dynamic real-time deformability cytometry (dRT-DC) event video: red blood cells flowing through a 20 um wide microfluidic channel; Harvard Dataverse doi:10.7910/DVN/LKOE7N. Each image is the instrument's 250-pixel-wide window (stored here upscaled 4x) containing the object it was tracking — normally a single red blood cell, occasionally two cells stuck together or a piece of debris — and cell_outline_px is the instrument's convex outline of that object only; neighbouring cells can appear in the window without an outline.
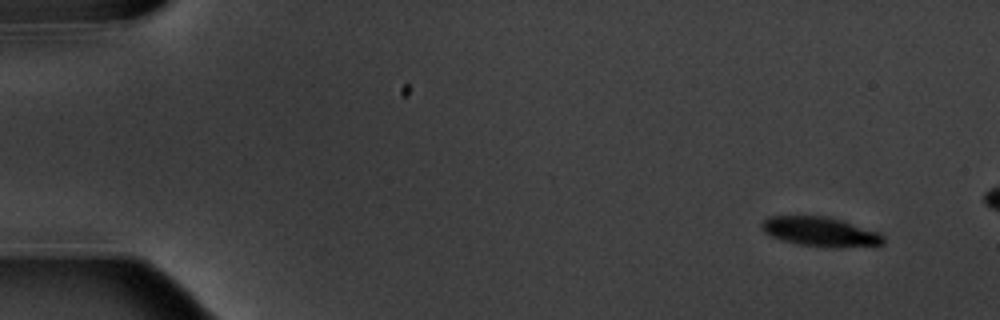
{"species": "common noctule bat (a hibernating species)", "species_latin": "Nyctalus noctula", "temperature_condition": "warm", "stored_images_in_passage": 10, "camera_frame_rate_fps": 3000, "um_per_image_px": 0.085, "animal": {"sex": "male", "body_mass_g": 20.1, "forearm_length_mm": 53.5}, "frame": {"image": 1, "passage_image": 1, "time_ms": 0.0, "image_size_px": [1000, 320], "cell_outline_px": [[884, 244], [876, 248], [832, 248], [800, 244], [780, 240], [764, 232], [760, 224], [768, 216], [824, 216], [844, 220], [880, 232], [884, 236]], "centroid_in_image_um": [69.86, 19.73], "position_along_channel_um": 15.1, "area_um2": 21.62}}
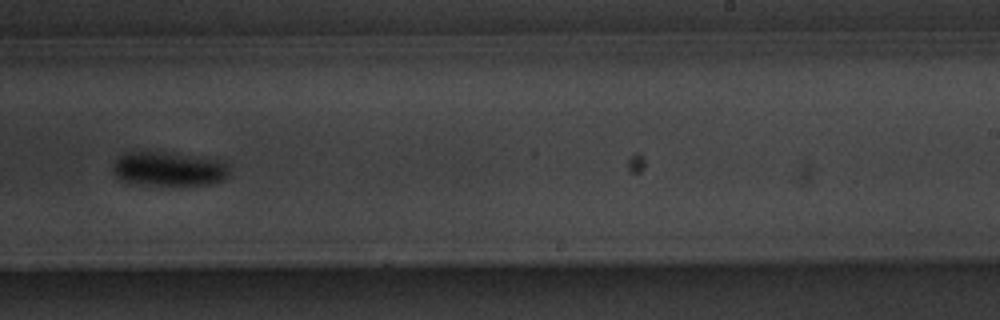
{"frame": {"image": 2, "passage_image": 10, "time_ms": 10.667, "image_size_px": [1000, 320], "cell_outline_px": [[228, 176], [224, 180], [212, 184], [172, 188], [132, 184], [120, 180], [112, 172], [112, 164], [124, 152], [164, 152], [220, 160], [228, 164]], "centroid_in_image_um": [14.32, 14.43], "position_along_channel_um": 274.7, "area_um2": 24.28}}